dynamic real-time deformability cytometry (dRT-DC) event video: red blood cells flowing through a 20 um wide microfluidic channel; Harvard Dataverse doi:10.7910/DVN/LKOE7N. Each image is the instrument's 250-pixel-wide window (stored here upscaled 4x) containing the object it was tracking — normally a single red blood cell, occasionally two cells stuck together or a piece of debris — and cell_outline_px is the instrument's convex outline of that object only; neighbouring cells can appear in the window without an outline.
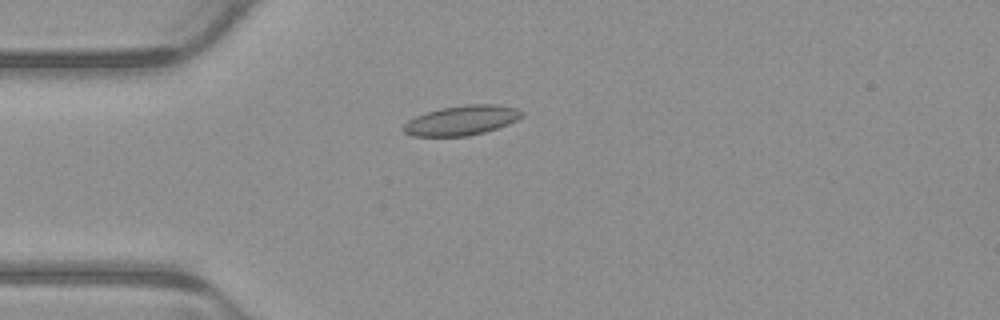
{"species": "common noctule bat (a hibernating species)", "species_latin": "Nyctalus noctula", "temperature_condition": "warm", "stored_images_in_passage": 2, "camera_frame_rate_fps": 3000, "um_per_image_px": 0.085, "animal": {"sex": "male", "body_mass_g": 23.1, "forearm_length_mm": 52.7}, "frame": {"image": 1, "passage_image": 2, "time_ms": 0.333, "image_size_px": [1000, 320], "cell_outline_px": [[524, 116], [508, 124], [484, 132], [468, 136], [412, 136], [404, 132], [404, 124], [408, 120], [416, 116], [440, 108], [464, 104], [496, 104], [516, 108], [524, 112]], "centroid_in_image_um": [39.26, 10.22], "position_along_channel_um": 45.7, "area_um2": 20.46}}